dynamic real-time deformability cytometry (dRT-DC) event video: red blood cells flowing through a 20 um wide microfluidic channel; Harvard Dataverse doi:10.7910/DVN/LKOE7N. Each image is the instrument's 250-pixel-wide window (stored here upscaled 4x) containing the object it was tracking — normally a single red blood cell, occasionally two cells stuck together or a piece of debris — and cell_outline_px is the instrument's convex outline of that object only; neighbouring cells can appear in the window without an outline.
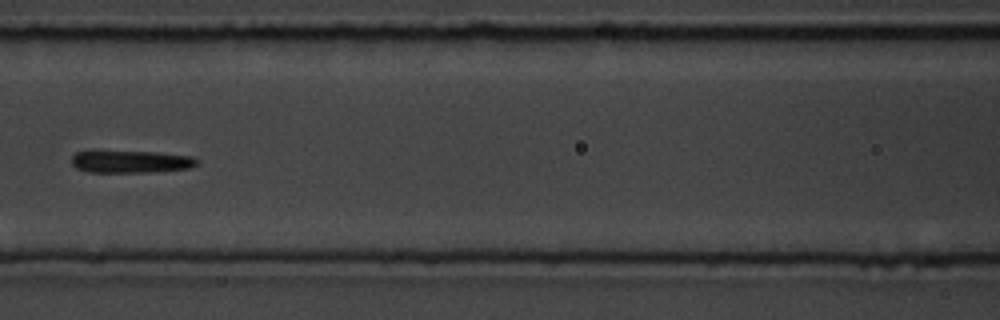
{"species": "common noctule bat (a hibernating species)", "species_latin": "Nyctalus noctula", "temperature_condition": "room temperature", "stored_images_in_passage": 10, "camera_frame_rate_fps": 3000, "um_per_image_px": 0.085, "animal": {"sex": "male", "body_mass_g": 19.5, "forearm_length_mm": 54.6}, "frame": {"image": 1, "passage_image": 7, "time_ms": 6.667, "image_size_px": [1000, 320], "cell_outline_px": [[200, 160], [196, 164], [188, 168], [152, 172], [88, 172], [76, 168], [72, 164], [72, 156], [76, 152], [156, 152], [192, 156]], "centroid_in_image_um": [11.15, 13.75], "position_along_channel_um": 155.5, "area_um2": 16.07}}